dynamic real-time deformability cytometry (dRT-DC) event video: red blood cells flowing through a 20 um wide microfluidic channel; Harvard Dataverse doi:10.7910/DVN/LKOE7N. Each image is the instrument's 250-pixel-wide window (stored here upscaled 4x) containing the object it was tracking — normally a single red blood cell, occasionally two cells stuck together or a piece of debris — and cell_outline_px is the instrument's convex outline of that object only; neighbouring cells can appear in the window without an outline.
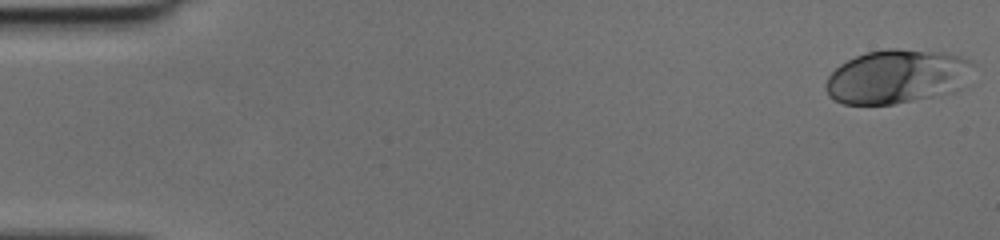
{"species": "human", "species_latin": "Homo sapiens", "temperature_condition": "cold", "stored_images_in_passage": 49, "camera_frame_rate_fps": 3000, "um_per_image_px": 0.085, "donor": {"sex": "female"}, "frame": {"image": 1, "passage_image": 1, "time_ms": 0.0, "image_size_px": [1000, 240], "cell_outline_px": [[976, 64], [964, 88], [956, 92], [892, 104], [844, 104], [828, 96], [824, 88], [824, 84], [828, 76], [840, 64], [864, 52], [888, 48], [896, 48], [948, 52], [960, 56]], "centroid_in_image_um": [76.29, 6.5], "position_along_channel_um": 8.7, "area_um2": 47.11}}
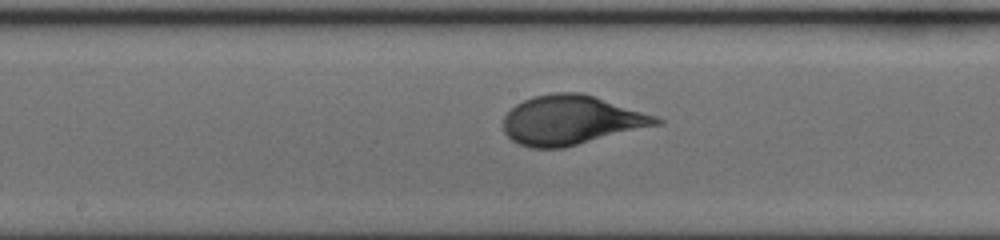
{"frame": {"image": 2, "passage_image": 26, "time_ms": 8.333, "image_size_px": [1000, 240], "cell_outline_px": [[664, 124], [560, 148], [532, 148], [520, 144], [512, 140], [504, 132], [504, 116], [516, 104], [532, 96], [552, 92], [580, 92], [656, 116], [664, 120]], "centroid_in_image_um": [48.55, 10.21], "position_along_channel_um": 199.6, "area_um2": 43.64}}
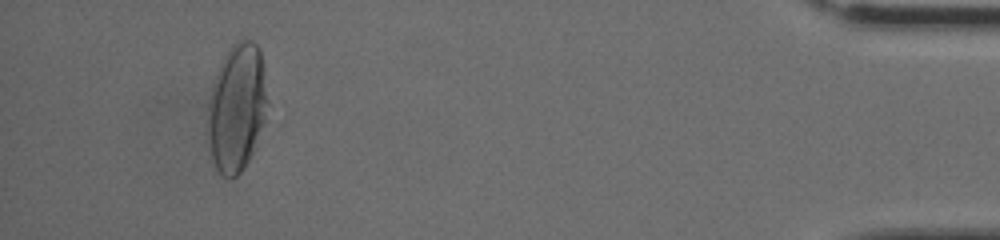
{"frame": {"image": 3, "passage_image": 46, "time_ms": 15.0, "image_size_px": [1000, 240], "cell_outline_px": [[268, 100], [264, 120], [252, 152], [248, 160], [240, 172], [236, 176], [228, 180], [216, 168], [212, 160], [208, 136], [208, 100], [212, 84], [220, 64], [224, 56], [232, 44], [240, 40], [252, 40], [260, 48], [264, 68]], "centroid_in_image_um": [20.13, 9.13], "position_along_channel_um": 415.1, "area_um2": 44.39}}